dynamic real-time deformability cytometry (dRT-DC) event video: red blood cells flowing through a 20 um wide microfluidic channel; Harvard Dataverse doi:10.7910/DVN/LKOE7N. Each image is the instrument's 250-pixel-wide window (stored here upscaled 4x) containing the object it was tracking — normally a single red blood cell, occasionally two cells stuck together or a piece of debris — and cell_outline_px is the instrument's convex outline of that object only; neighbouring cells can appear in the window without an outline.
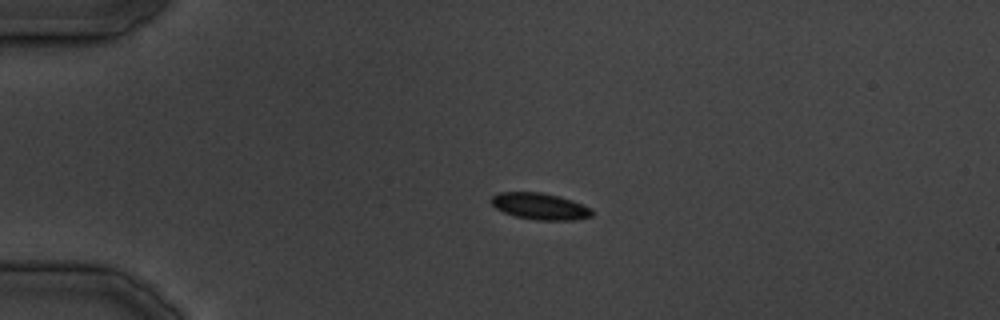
{"species": "common noctule bat (a hibernating species)", "species_latin": "Nyctalus noctula", "temperature_condition": "cold", "stored_images_in_passage": 7, "camera_frame_rate_fps": 3000, "um_per_image_px": 0.085, "animal": {"sex": "male", "body_mass_g": 19.5, "forearm_length_mm": 54.6}, "frame": {"image": 1, "passage_image": 1, "time_ms": 0.0, "image_size_px": [1000, 320], "cell_outline_px": [[592, 216], [576, 220], [536, 220], [516, 216], [504, 212], [496, 208], [488, 200], [492, 196], [500, 192], [540, 192], [560, 196], [572, 200], [592, 208]], "centroid_in_image_um": [45.9, 17.53], "position_along_channel_um": 39.1, "area_um2": 15.66}}
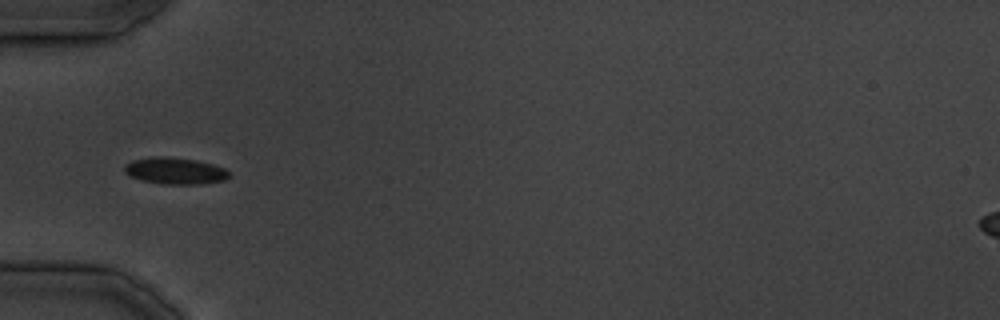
{"frame": {"image": 2, "passage_image": 5, "time_ms": 4.667, "image_size_px": [1000, 320], "cell_outline_px": [[232, 176], [224, 180], [200, 184], [164, 184], [144, 180], [128, 176], [124, 172], [124, 164], [132, 160], [152, 156], [164, 156], [196, 160], [212, 164], [224, 168]], "centroid_in_image_um": [14.86, 14.51], "position_along_channel_um": 70.1, "area_um2": 16.3}}